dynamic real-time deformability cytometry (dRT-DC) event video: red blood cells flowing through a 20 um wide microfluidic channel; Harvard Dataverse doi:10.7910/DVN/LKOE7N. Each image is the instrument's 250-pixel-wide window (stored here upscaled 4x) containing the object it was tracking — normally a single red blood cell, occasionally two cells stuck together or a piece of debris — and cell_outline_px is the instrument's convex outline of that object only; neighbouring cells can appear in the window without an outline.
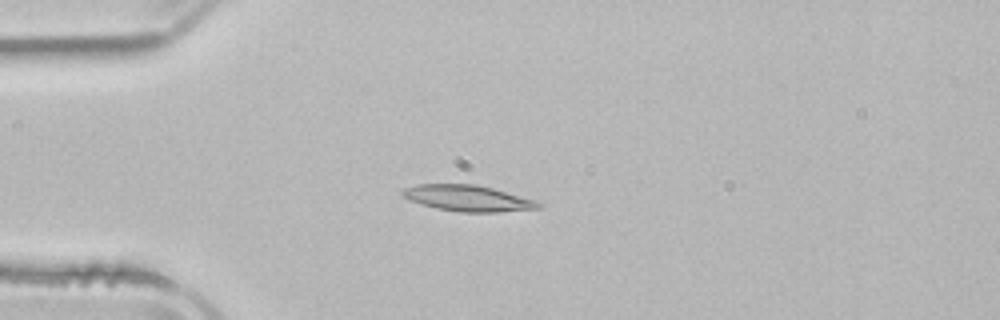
{"species": "common noctule bat (a hibernating species)", "species_latin": "Nyctalus noctula", "temperature_condition": "room temperature", "stored_images_in_passage": 1, "camera_frame_rate_fps": 3000, "um_per_image_px": 0.085, "animal": {"sex": "male", "body_mass_g": 21.5, "forearm_length_mm": 52.0}, "frame": {"image": 1, "passage_image": 1, "time_ms": 0.0, "image_size_px": [1000, 320], "cell_outline_px": [[544, 204], [540, 208], [496, 212], [460, 212], [436, 208], [420, 204], [404, 196], [400, 192], [404, 188], [416, 184], [476, 184], [492, 188], [536, 200]], "centroid_in_image_um": [39.78, 16.84], "position_along_channel_um": 45.2, "area_um2": 20.58}}